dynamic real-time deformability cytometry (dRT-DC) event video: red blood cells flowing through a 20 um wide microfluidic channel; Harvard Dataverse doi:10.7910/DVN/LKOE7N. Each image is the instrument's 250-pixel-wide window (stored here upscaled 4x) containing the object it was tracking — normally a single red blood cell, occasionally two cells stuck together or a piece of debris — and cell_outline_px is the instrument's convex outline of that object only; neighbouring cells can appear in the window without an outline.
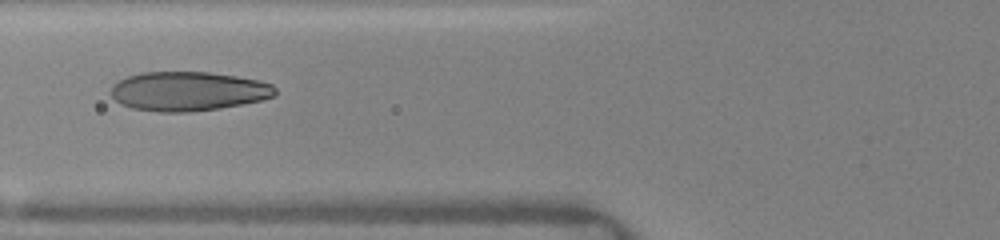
{"species": "human", "species_latin": "Homo sapiens", "temperature_condition": "warm", "stored_images_in_passage": 10, "camera_frame_rate_fps": 3000, "um_per_image_px": 0.085, "donor": {"sex": "female"}, "frame": {"image": 1, "passage_image": 4, "time_ms": 2.667, "image_size_px": [1000, 240], "cell_outline_px": [[276, 96], [260, 100], [220, 108], [188, 112], [156, 112], [132, 108], [120, 104], [112, 96], [112, 84], [128, 76], [144, 72], [208, 72], [236, 76], [260, 80], [272, 84], [276, 88]], "centroid_in_image_um": [16.0, 7.76], "position_along_channel_um": 109.8, "area_um2": 37.57}}
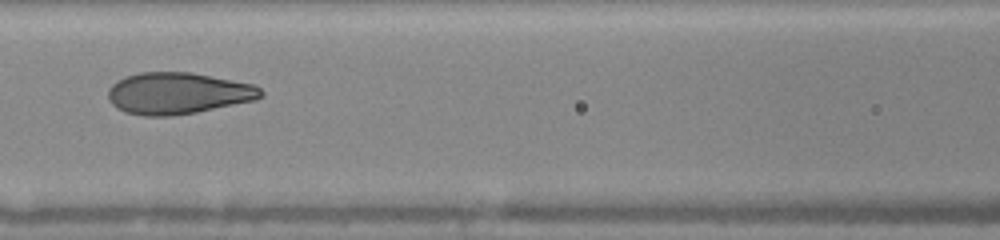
{"frame": {"image": 2, "passage_image": 5, "time_ms": 3.667, "image_size_px": [1000, 240], "cell_outline_px": [[264, 96], [256, 100], [196, 112], [172, 116], [144, 116], [124, 112], [116, 108], [108, 100], [108, 88], [116, 80], [124, 76], [140, 72], [192, 72], [256, 84], [264, 92]], "centroid_in_image_um": [15.13, 7.92], "position_along_channel_um": 151.5, "area_um2": 37.57}}
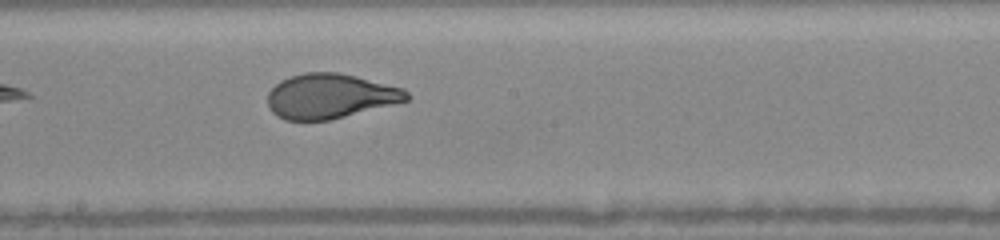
{"frame": {"image": 3, "passage_image": 10, "time_ms": 5.333, "image_size_px": [1000, 240], "cell_outline_px": [[408, 100], [328, 120], [284, 120], [276, 116], [268, 108], [268, 92], [280, 80], [304, 72], [336, 72], [356, 76], [404, 88], [408, 92]], "centroid_in_image_um": [28.02, 8.16], "position_along_channel_um": 220.2, "area_um2": 36.01}}